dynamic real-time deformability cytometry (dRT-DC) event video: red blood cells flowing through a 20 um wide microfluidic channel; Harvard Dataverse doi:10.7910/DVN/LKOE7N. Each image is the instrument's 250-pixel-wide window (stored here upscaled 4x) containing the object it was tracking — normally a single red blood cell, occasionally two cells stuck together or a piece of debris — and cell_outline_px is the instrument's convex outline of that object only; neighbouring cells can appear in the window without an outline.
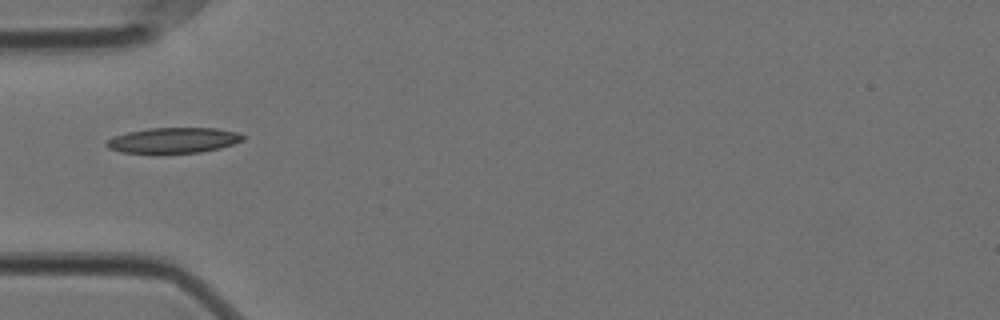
{"species": "Egyptian fruit bat (a non-hibernating species)", "species_latin": "Rousettus aegyptiacus", "temperature_condition": "cold", "stored_images_in_passage": 16, "camera_frame_rate_fps": 3000, "um_per_image_px": 0.085, "animal": {"sex": "female"}, "frame": {"image": 1, "passage_image": 1, "time_ms": 0.0, "image_size_px": [1000, 320], "cell_outline_px": [[244, 140], [220, 148], [200, 152], [164, 156], [156, 156], [120, 152], [108, 148], [104, 144], [112, 136], [128, 132], [148, 128], [216, 128], [236, 132], [244, 136]], "centroid_in_image_um": [14.66, 11.98], "position_along_channel_um": 70.3, "area_um2": 21.21}}
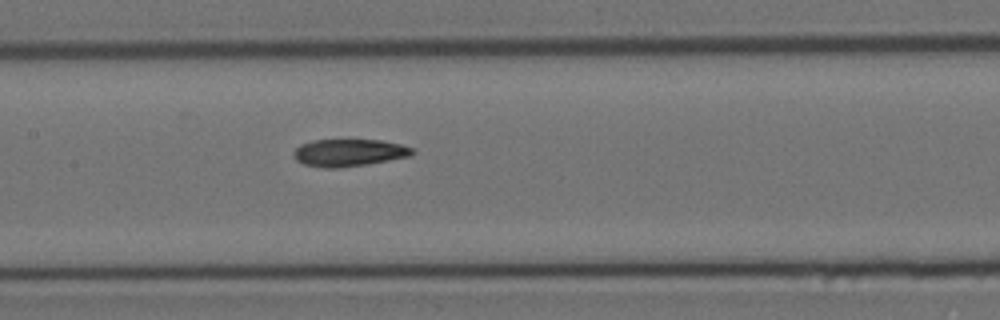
{"frame": {"image": 2, "passage_image": 10, "time_ms": 3.0, "image_size_px": [1000, 320], "cell_outline_px": [[416, 152], [412, 156], [340, 168], [324, 168], [304, 164], [296, 160], [292, 152], [300, 144], [312, 140], [380, 140], [400, 144], [412, 148]], "centroid_in_image_um": [29.65, 12.97], "position_along_channel_um": 177.8, "area_um2": 18.84}}
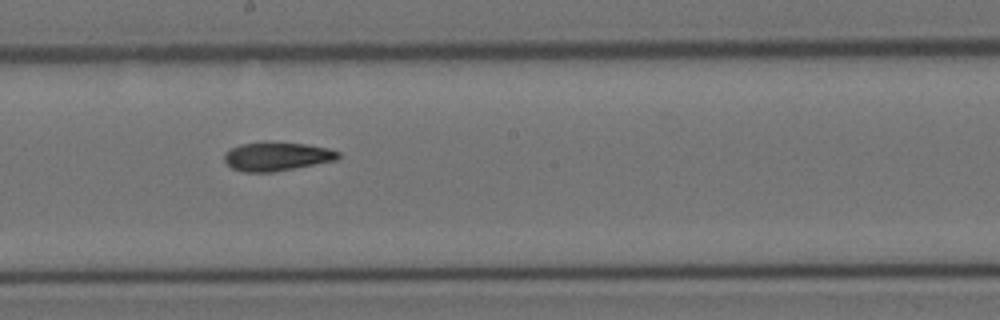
{"frame": {"image": 3, "passage_image": 14, "time_ms": 4.333, "image_size_px": [1000, 320], "cell_outline_px": [[340, 156], [336, 160], [272, 172], [244, 172], [232, 168], [224, 160], [224, 152], [240, 144], [308, 144], [328, 148], [340, 152]], "centroid_in_image_um": [23.53, 13.33], "position_along_channel_um": 224.7, "area_um2": 18.38}}